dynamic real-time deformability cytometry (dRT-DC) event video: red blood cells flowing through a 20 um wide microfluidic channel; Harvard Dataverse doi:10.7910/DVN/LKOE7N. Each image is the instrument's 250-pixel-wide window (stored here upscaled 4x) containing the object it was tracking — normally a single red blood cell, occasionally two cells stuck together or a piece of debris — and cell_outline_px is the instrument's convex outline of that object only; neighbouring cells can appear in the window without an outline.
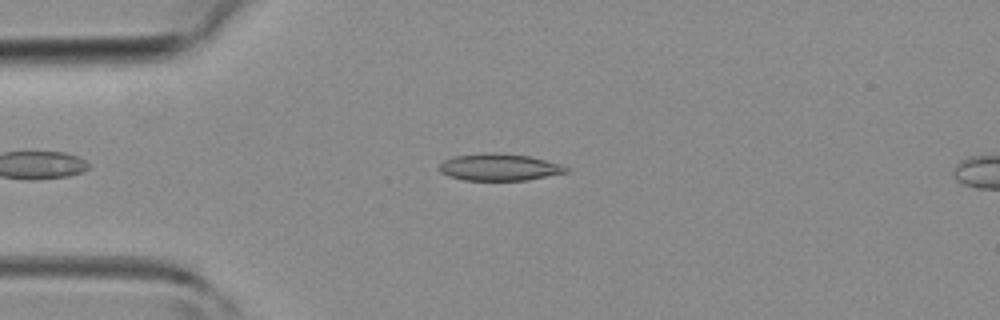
{"species": "common noctule bat (a hibernating species)", "species_latin": "Nyctalus noctula", "temperature_condition": "room temperature", "stored_images_in_passage": 5, "camera_frame_rate_fps": 3000, "um_per_image_px": 0.085, "animal": {"sex": "female", "body_mass_g": 19.3, "forearm_length_mm": 54.1}, "frame": {"image": 1, "passage_image": 3, "time_ms": 3.333, "image_size_px": [1000, 320], "cell_outline_px": [[568, 172], [528, 180], [464, 180], [448, 176], [440, 172], [436, 168], [444, 160], [452, 156], [488, 152], [496, 152], [532, 156], [560, 164], [568, 168]], "centroid_in_image_um": [42.4, 14.2], "position_along_channel_um": 42.6, "area_um2": 20.17}}
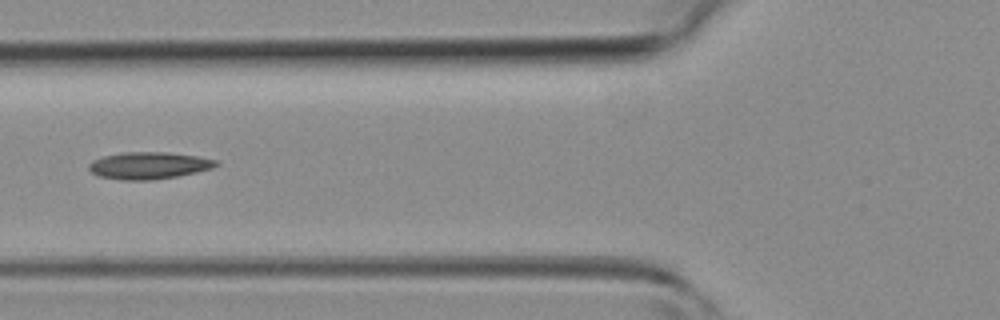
{"frame": {"image": 2, "passage_image": 5, "time_ms": 5.333, "image_size_px": [1000, 320], "cell_outline_px": [[220, 164], [212, 168], [196, 172], [176, 176], [152, 180], [120, 180], [100, 176], [92, 172], [88, 168], [88, 164], [92, 160], [104, 156], [124, 152], [168, 152], [196, 156], [216, 160]], "centroid_in_image_um": [12.63, 14.06], "position_along_channel_um": 113.2, "area_um2": 19.94}}